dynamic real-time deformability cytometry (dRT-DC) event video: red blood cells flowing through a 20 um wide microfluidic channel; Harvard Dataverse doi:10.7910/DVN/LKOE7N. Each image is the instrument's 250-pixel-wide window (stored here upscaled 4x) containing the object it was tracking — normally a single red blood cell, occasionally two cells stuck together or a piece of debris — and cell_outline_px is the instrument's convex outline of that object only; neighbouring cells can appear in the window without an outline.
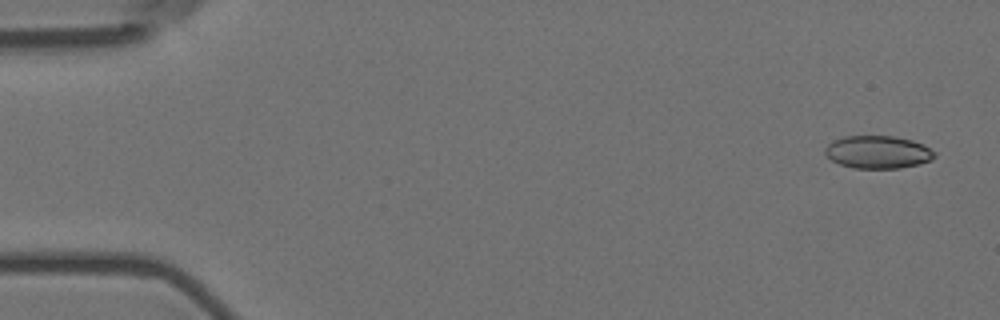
{"species": "Egyptian fruit bat (a non-hibernating species)", "species_latin": "Rousettus aegyptiacus", "temperature_condition": "room temperature", "stored_images_in_passage": 5, "camera_frame_rate_fps": 3000, "um_per_image_px": 0.085, "animal": {"sex": "female"}, "frame": {"image": 1, "passage_image": 1, "time_ms": 0.0, "image_size_px": [1000, 320], "cell_outline_px": [[936, 156], [932, 160], [920, 164], [900, 168], [852, 168], [840, 164], [832, 160], [824, 152], [824, 148], [832, 140], [844, 136], [892, 136], [912, 140], [924, 144], [936, 152]], "centroid_in_image_um": [74.64, 12.92], "position_along_channel_um": 10.4, "area_um2": 21.1}}
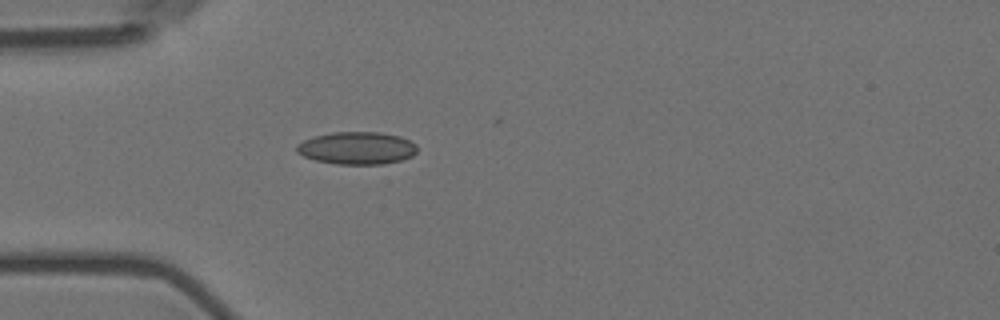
{"frame": {"image": 2, "passage_image": 5, "time_ms": 1.333, "image_size_px": [1000, 320], "cell_outline_px": [[416, 152], [412, 156], [400, 160], [384, 164], [336, 164], [316, 160], [304, 156], [296, 152], [296, 144], [312, 136], [332, 132], [380, 132], [400, 136], [416, 144]], "centroid_in_image_um": [30.31, 12.58], "position_along_channel_um": 54.7, "area_um2": 22.89}}